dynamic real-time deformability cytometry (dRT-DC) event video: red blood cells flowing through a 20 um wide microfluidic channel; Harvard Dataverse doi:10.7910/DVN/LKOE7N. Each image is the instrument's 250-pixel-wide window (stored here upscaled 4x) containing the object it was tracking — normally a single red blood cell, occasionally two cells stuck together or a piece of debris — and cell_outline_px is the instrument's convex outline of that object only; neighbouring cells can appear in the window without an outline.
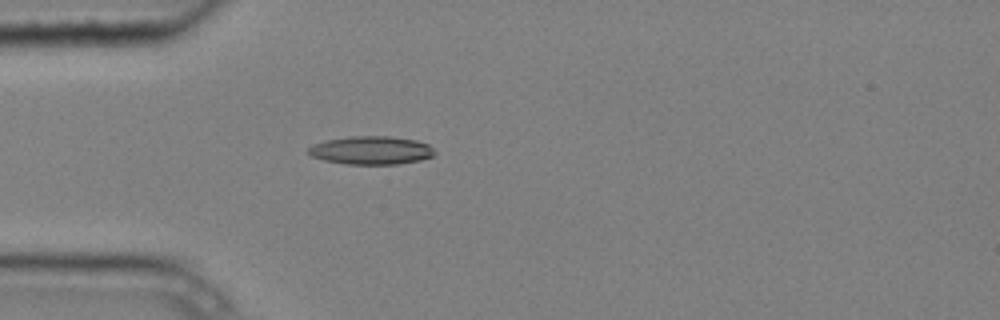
{"species": "common noctule bat (a hibernating species)", "species_latin": "Nyctalus noctula", "temperature_condition": "cold", "stored_images_in_passage": 2, "camera_frame_rate_fps": 3000, "um_per_image_px": 0.085, "animal": {"sex": "male", "body_mass_g": 20.4}, "frame": {"image": 1, "passage_image": 2, "time_ms": 0.333, "image_size_px": [1000, 320], "cell_outline_px": [[436, 152], [432, 156], [420, 160], [396, 164], [348, 164], [324, 160], [312, 156], [308, 152], [308, 148], [312, 144], [328, 140], [352, 136], [388, 136], [416, 140], [428, 144]], "centroid_in_image_um": [31.56, 12.77], "position_along_channel_um": 53.4, "area_um2": 20.63}}